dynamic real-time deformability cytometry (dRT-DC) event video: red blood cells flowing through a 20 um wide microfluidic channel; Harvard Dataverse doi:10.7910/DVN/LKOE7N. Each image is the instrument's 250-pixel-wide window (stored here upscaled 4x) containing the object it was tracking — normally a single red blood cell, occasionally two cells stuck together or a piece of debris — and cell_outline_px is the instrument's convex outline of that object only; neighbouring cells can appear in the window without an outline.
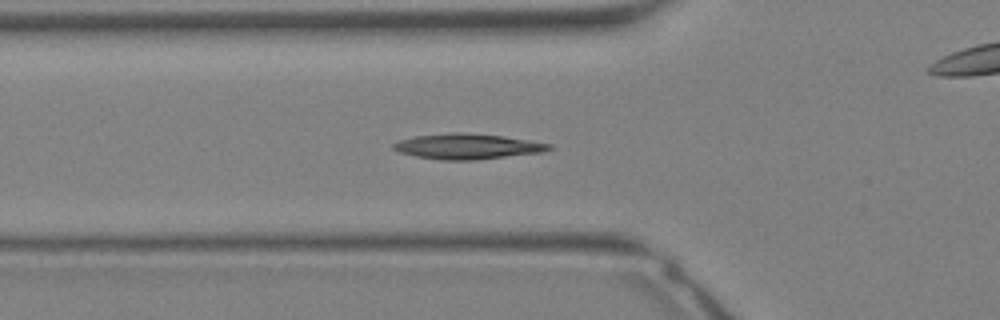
{"species": "Egyptian fruit bat (a non-hibernating species)", "species_latin": "Rousettus aegyptiacus", "temperature_condition": "warm", "stored_images_in_passage": 33, "camera_frame_rate_fps": 3000, "um_per_image_px": 0.085, "animal": {"sex": "female"}, "frame": {"image": 1, "passage_image": 11, "time_ms": 3.333, "image_size_px": [1000, 320], "cell_outline_px": [[552, 148], [544, 152], [476, 160], [440, 160], [416, 156], [400, 152], [392, 148], [392, 144], [400, 140], [416, 136], [452, 132], [464, 132], [504, 136], [552, 144]], "centroid_in_image_um": [39.75, 12.44], "position_along_channel_um": 86.1, "area_um2": 23.06}}
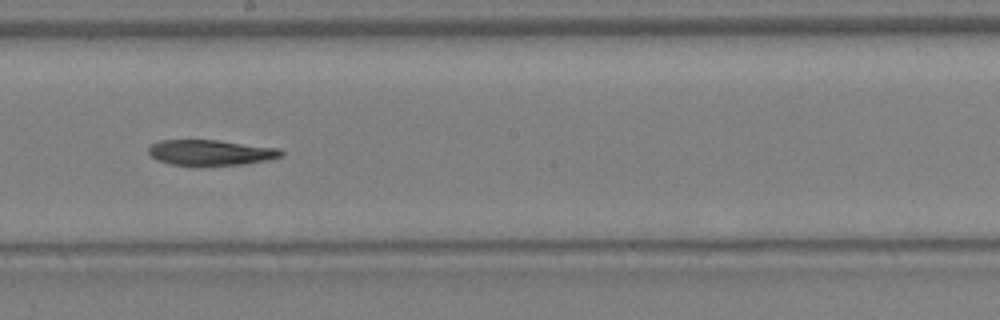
{"frame": {"image": 2, "passage_image": 18, "time_ms": 5.667, "image_size_px": [1000, 320], "cell_outline_px": [[284, 156], [268, 160], [244, 164], [192, 168], [168, 164], [156, 160], [148, 152], [148, 148], [152, 144], [160, 140], [220, 140], [280, 148], [284, 152]], "centroid_in_image_um": [17.9, 13.0], "position_along_channel_um": 230.3, "area_um2": 20.69}}
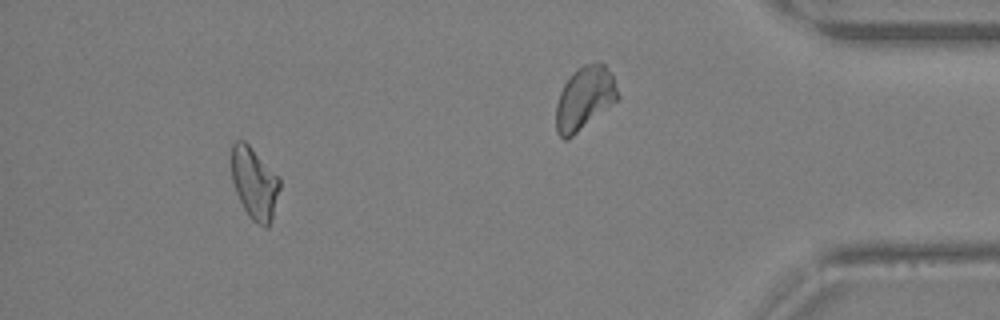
{"frame": {"image": 3, "passage_image": 30, "time_ms": 9.667, "image_size_px": [1000, 320], "cell_outline_px": [[280, 188], [272, 216], [268, 228], [264, 228], [252, 220], [248, 216], [236, 192], [232, 180], [232, 144], [236, 140], [244, 140], [280, 176]], "centroid_in_image_um": [21.64, 15.57], "position_along_channel_um": 413.6, "area_um2": 20.17}}